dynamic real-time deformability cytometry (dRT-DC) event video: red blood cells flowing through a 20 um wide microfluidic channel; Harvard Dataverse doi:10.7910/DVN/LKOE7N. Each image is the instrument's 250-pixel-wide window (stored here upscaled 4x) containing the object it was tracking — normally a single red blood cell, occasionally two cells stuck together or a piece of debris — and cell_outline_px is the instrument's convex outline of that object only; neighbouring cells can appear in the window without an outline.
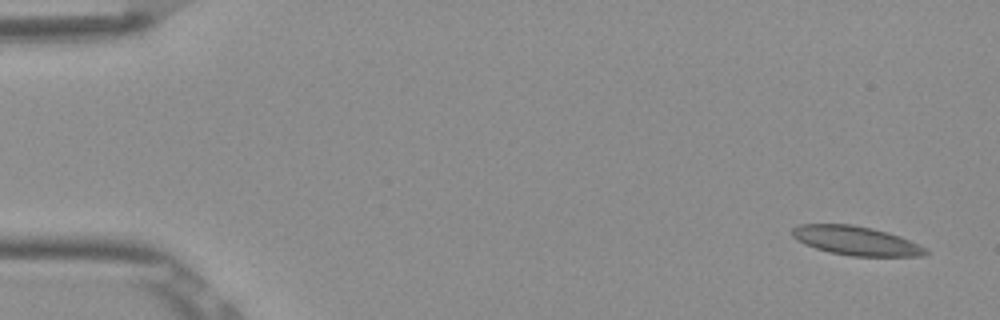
{"species": "Egyptian fruit bat (a non-hibernating species)", "species_latin": "Rousettus aegyptiacus", "temperature_condition": "room temperature", "stored_images_in_passage": 8, "camera_frame_rate_fps": 3000, "um_per_image_px": 0.085, "frame": {"image": 1, "passage_image": 1, "time_ms": 0.0, "image_size_px": [1000, 320], "cell_outline_px": [[928, 252], [924, 256], [852, 256], [828, 252], [804, 244], [796, 240], [792, 236], [792, 228], [800, 224], [852, 224], [872, 228], [888, 232], [900, 236], [928, 248]], "centroid_in_image_um": [72.77, 20.46], "position_along_channel_um": 12.2, "area_um2": 22.72}}
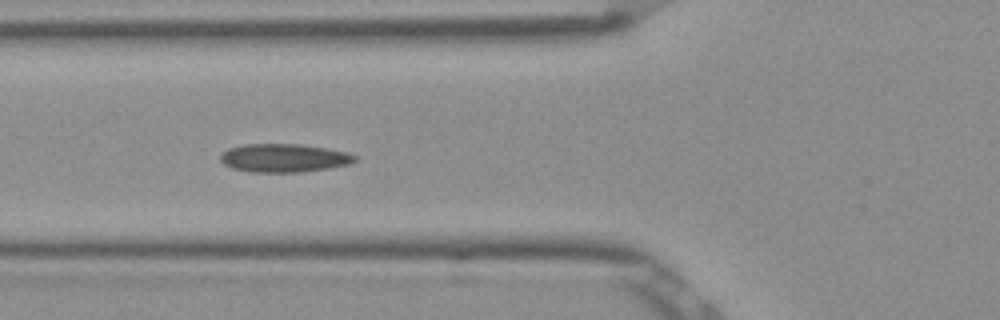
{"frame": {"image": 2, "passage_image": 6, "time_ms": 1.667, "image_size_px": [1000, 320], "cell_outline_px": [[360, 156], [356, 160], [348, 164], [328, 168], [300, 172], [252, 172], [232, 168], [224, 164], [220, 160], [220, 156], [228, 148], [244, 144], [300, 144], [328, 148], [348, 152]], "centroid_in_image_um": [24.16, 13.42], "position_along_channel_um": 101.6, "area_um2": 22.31}}
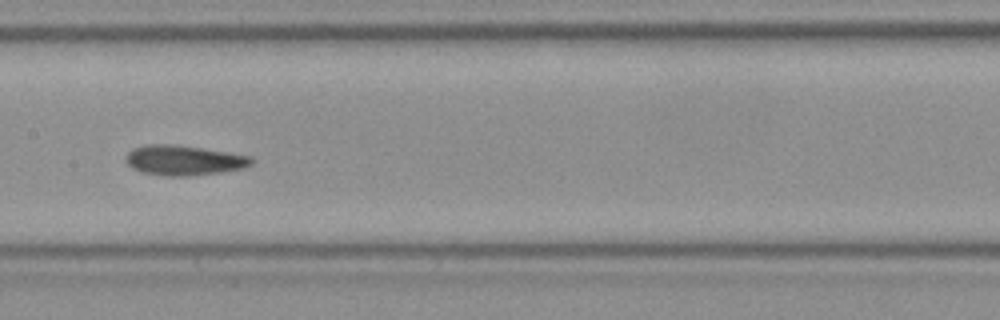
{"frame": {"image": 3, "passage_image": 8, "time_ms": 2.333, "image_size_px": [1000, 320], "cell_outline_px": [[256, 160], [252, 164], [244, 168], [220, 172], [188, 176], [168, 176], [144, 172], [132, 168], [124, 160], [128, 152], [132, 148], [148, 144], [176, 144], [228, 152], [252, 156]], "centroid_in_image_um": [15.65, 13.61], "position_along_channel_um": 191.8, "area_um2": 22.08}}